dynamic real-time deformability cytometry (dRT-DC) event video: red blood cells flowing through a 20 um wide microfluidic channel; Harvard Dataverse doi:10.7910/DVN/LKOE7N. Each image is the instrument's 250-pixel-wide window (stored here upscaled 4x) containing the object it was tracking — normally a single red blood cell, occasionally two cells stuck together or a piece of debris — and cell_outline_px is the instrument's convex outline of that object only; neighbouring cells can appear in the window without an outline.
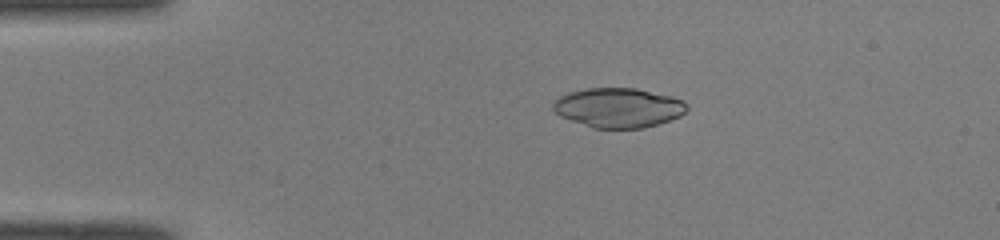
{"species": "common noctule bat (a hibernating species)", "species_latin": "Nyctalus noctula", "temperature_condition": "room temperature", "stored_images_in_passage": 49, "camera_frame_rate_fps": 3000, "um_per_image_px": 0.085, "animal": {"sex": "male", "body_mass_g": 19.0, "forearm_length_mm": 50.8}, "frame": {"image": 1, "passage_image": 10, "time_ms": 3.0, "image_size_px": [1000, 240], "cell_outline_px": [[688, 108], [680, 116], [644, 128], [592, 128], [560, 116], [552, 108], [552, 104], [560, 96], [568, 92], [588, 88], [636, 88], [672, 96], [684, 100], [688, 104]], "centroid_in_image_um": [52.57, 9.15], "position_along_channel_um": 32.4, "area_um2": 30.87}}